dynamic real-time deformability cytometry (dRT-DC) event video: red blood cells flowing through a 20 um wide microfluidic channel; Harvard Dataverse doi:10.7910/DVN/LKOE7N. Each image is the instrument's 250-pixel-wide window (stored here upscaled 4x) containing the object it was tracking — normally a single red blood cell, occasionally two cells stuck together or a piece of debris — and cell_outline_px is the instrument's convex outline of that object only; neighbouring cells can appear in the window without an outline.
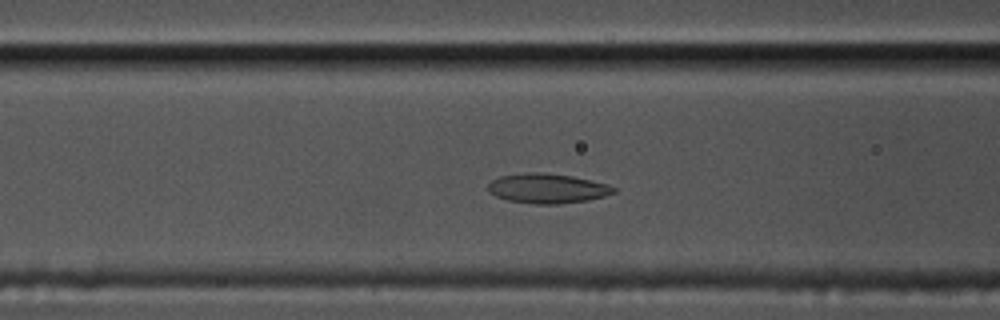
{"species": "common noctule bat (a hibernating species)", "species_latin": "Nyctalus noctula", "temperature_condition": "cold", "stored_images_in_passage": 48, "camera_frame_rate_fps": 3000, "um_per_image_px": 0.085, "animal": {"sex": "male", "body_mass_g": 17.5, "forearm_length_mm": 52.3}, "frame": {"image": 1, "passage_image": 13, "time_ms": 4.0, "image_size_px": [1000, 320], "cell_outline_px": [[616, 192], [604, 196], [588, 200], [560, 204], [536, 204], [508, 200], [496, 196], [488, 192], [488, 184], [492, 180], [500, 176], [524, 172], [540, 172], [572, 176], [608, 184], [616, 188]], "centroid_in_image_um": [46.52, 16.01], "position_along_channel_um": 120.1, "area_um2": 21.79}}
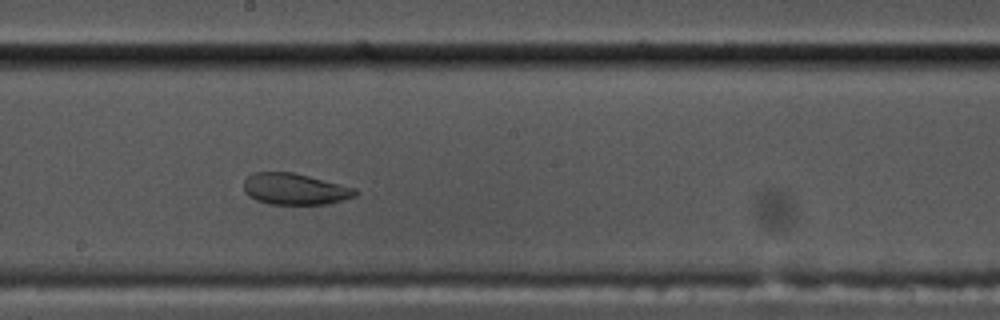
{"frame": {"image": 2, "passage_image": 22, "time_ms": 7.0, "image_size_px": [1000, 320], "cell_outline_px": [[360, 192], [356, 196], [328, 204], [268, 204], [256, 200], [248, 196], [244, 192], [244, 180], [252, 172], [292, 172], [356, 188]], "centroid_in_image_um": [25.05, 16.07], "position_along_channel_um": 223.1, "area_um2": 20.46}}
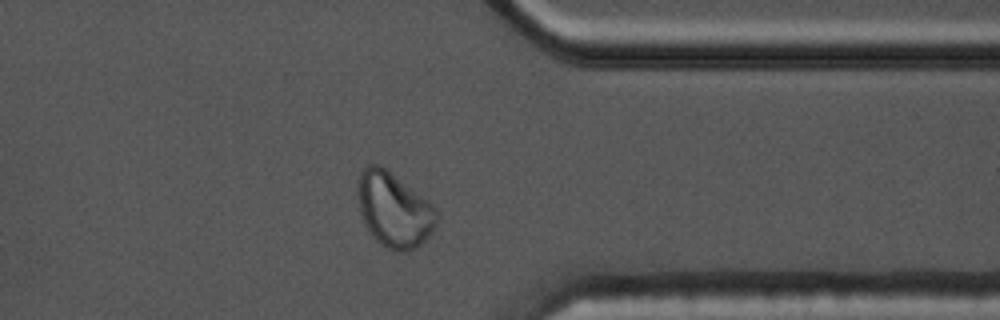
{"frame": {"image": 3, "passage_image": 36, "time_ms": 11.667, "image_size_px": [1000, 320], "cell_outline_px": [[440, 216], [432, 232], [420, 244], [404, 252], [400, 252], [388, 248], [380, 244], [376, 240], [364, 224], [360, 212], [356, 196], [356, 180], [360, 172], [368, 164], [380, 164], [428, 200], [436, 208]], "centroid_in_image_um": [33.46, 17.8], "position_along_channel_um": 377.9, "area_um2": 34.68}}